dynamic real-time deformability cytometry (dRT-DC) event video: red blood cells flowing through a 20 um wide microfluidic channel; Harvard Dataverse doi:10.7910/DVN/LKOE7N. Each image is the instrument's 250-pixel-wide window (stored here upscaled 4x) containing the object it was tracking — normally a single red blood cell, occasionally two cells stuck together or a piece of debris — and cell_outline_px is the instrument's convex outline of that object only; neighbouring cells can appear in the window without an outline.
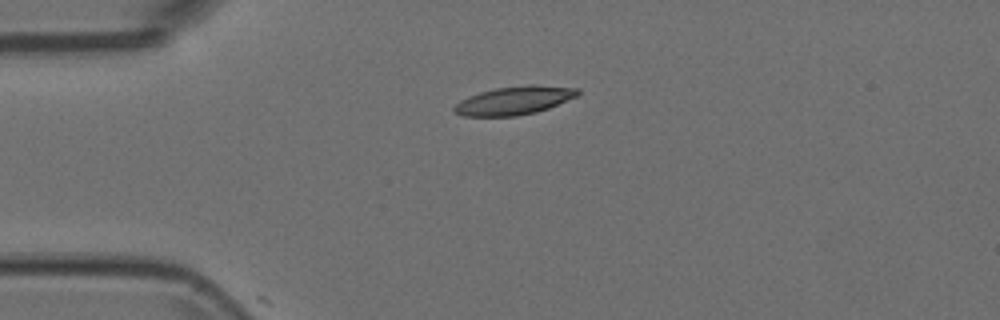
{"species": "Egyptian fruit bat (a non-hibernating species)", "species_latin": "Rousettus aegyptiacus", "temperature_condition": "room temperature", "stored_images_in_passage": 3, "camera_frame_rate_fps": 3000, "um_per_image_px": 0.085, "animal": {"sex": "female"}, "frame": {"image": 1, "passage_image": 1, "time_ms": 0.0, "image_size_px": [1000, 320], "cell_outline_px": [[580, 92], [576, 96], [548, 108], [536, 112], [516, 116], [464, 116], [456, 112], [452, 108], [460, 100], [468, 96], [480, 92], [496, 88], [528, 84], [532, 84], [580, 88]], "centroid_in_image_um": [43.71, 8.53], "position_along_channel_um": 41.3, "area_um2": 20.35}}